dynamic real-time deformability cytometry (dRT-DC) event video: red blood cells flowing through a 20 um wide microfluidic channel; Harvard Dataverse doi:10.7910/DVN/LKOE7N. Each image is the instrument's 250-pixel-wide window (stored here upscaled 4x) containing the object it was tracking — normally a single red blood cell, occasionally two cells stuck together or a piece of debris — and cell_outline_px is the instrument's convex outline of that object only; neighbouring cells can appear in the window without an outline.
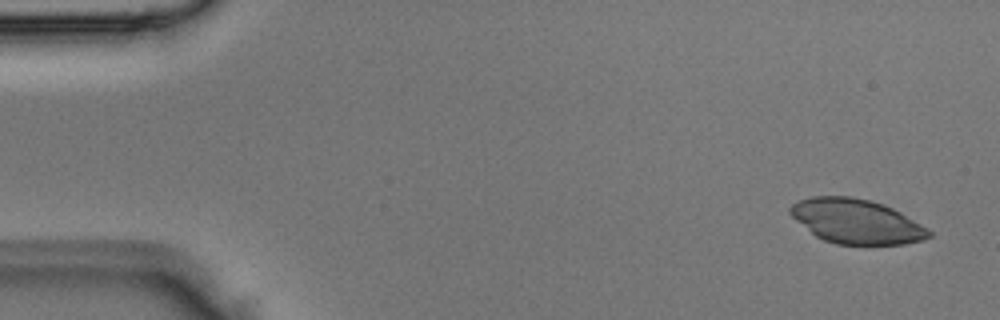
{"species": "Egyptian fruit bat (a non-hibernating species)", "species_latin": "Rousettus aegyptiacus", "temperature_condition": "room temperature", "stored_images_in_passage": 3, "camera_frame_rate_fps": 3000, "um_per_image_px": 0.085, "animal": {"sex": "male"}, "frame": {"image": 1, "passage_image": 1, "time_ms": 0.0, "image_size_px": [1000, 320], "cell_outline_px": [[932, 236], [924, 240], [904, 244], [836, 244], [824, 240], [816, 236], [796, 220], [788, 212], [788, 208], [792, 204], [800, 200], [812, 196], [852, 196], [868, 200], [892, 208], [900, 212], [928, 228], [932, 232]], "centroid_in_image_um": [72.8, 18.82], "position_along_channel_um": 12.2, "area_um2": 35.78}}